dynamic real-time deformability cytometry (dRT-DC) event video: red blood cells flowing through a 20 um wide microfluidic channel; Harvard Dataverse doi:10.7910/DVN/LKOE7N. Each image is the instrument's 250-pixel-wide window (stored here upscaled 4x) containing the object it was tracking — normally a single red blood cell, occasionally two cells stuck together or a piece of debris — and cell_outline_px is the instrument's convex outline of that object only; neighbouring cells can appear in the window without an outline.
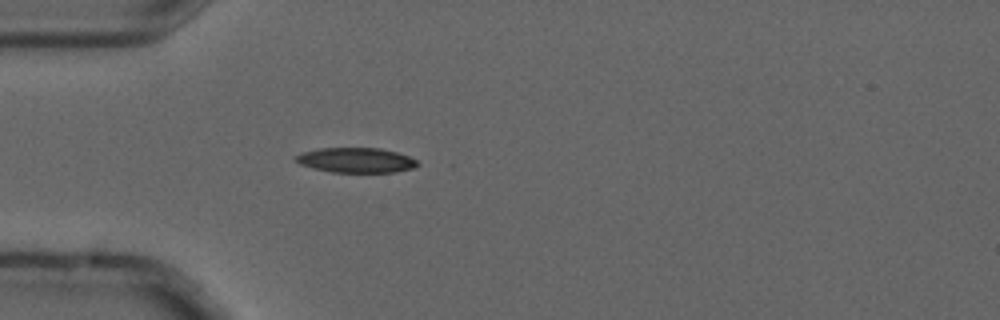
{"species": "common noctule bat (a hibernating species)", "species_latin": "Nyctalus noctula", "temperature_condition": "cold", "stored_images_in_passage": 1, "camera_frame_rate_fps": 3000, "um_per_image_px": 0.085, "animal": {"sex": "male", "forearm_length_mm": 52.5}, "frame": {"image": 1, "passage_image": 1, "time_ms": 0.0, "image_size_px": [1000, 320], "cell_outline_px": [[420, 164], [412, 168], [396, 172], [332, 172], [312, 168], [300, 164], [292, 160], [300, 152], [320, 148], [380, 148], [396, 152], [408, 156], [416, 160]], "centroid_in_image_um": [30.22, 13.61], "position_along_channel_um": 54.8, "area_um2": 17.74}}